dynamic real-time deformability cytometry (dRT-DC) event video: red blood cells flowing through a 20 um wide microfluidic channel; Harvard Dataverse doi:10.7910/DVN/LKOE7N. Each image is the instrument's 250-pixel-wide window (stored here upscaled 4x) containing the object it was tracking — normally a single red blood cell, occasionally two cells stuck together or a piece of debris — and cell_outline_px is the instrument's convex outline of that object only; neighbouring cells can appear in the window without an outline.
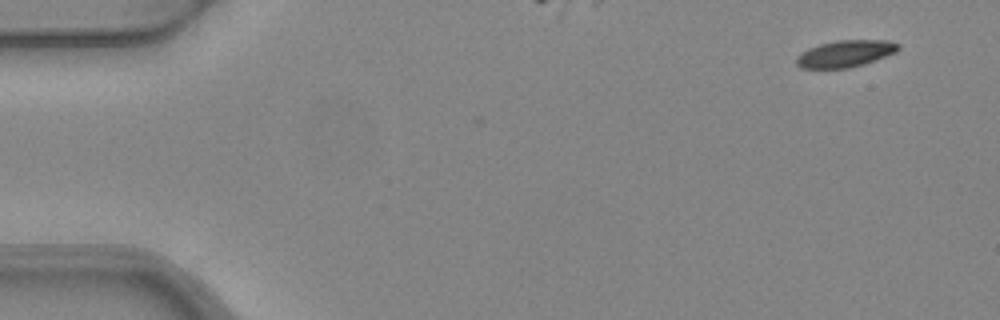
{"species": "common noctule bat (a hibernating species)", "species_latin": "Nyctalus noctula", "temperature_condition": "warm", "stored_images_in_passage": 3, "camera_frame_rate_fps": 3000, "um_per_image_px": 0.085, "animal": {"sex": "female", "body_mass_g": 24.6, "forearm_length_mm": 56.2}, "frame": {"image": 1, "passage_image": 1, "time_ms": 0.0, "image_size_px": [1000, 320], "cell_outline_px": [[900, 48], [896, 52], [864, 64], [848, 68], [800, 68], [796, 64], [796, 56], [800, 52], [808, 48], [820, 44], [836, 40], [888, 40], [900, 44]], "centroid_in_image_um": [71.83, 4.55], "position_along_channel_um": 13.2, "area_um2": 16.01}}